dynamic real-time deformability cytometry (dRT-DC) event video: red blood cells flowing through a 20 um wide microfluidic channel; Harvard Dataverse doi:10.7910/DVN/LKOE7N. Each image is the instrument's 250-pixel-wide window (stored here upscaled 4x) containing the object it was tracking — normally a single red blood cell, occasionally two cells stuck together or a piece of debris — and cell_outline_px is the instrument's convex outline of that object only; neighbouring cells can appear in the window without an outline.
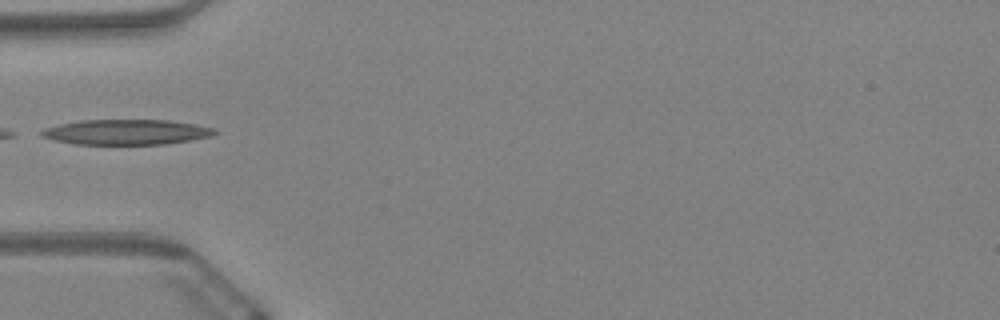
{"species": "Egyptian fruit bat (a non-hibernating species)", "species_latin": "Rousettus aegyptiacus", "temperature_condition": "warm", "stored_images_in_passage": 41, "camera_frame_rate_fps": 3000, "um_per_image_px": 0.085, "animal": {"sex": "female"}, "frame": {"image": 1, "passage_image": 1, "time_ms": 0.0, "image_size_px": [1000, 320], "cell_outline_px": [[216, 132], [212, 136], [164, 144], [76, 144], [52, 140], [40, 136], [40, 132], [44, 128], [60, 124], [80, 120], [168, 120], [196, 124], [216, 128]], "centroid_in_image_um": [10.72, 11.22], "position_along_channel_um": 74.3, "area_um2": 25.43}}
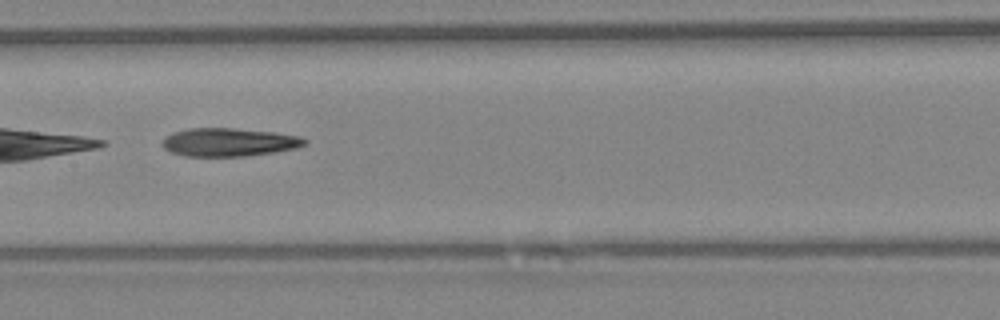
{"frame": {"image": 2, "passage_image": 11, "time_ms": 3.333, "image_size_px": [1000, 320], "cell_outline_px": [[308, 144], [296, 148], [276, 152], [248, 156], [184, 156], [172, 152], [164, 148], [160, 144], [164, 136], [172, 132], [188, 128], [232, 128], [272, 132], [300, 136], [308, 140]], "centroid_in_image_um": [19.45, 12.09], "position_along_channel_um": 188.0, "area_um2": 23.7}}
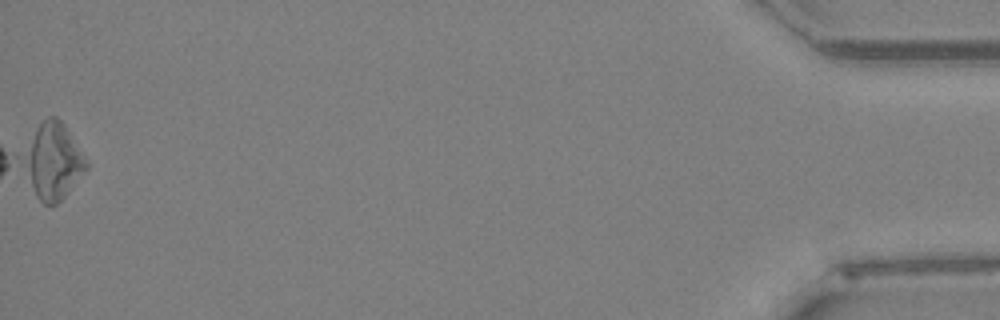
{"frame": {"image": 3, "passage_image": 41, "time_ms": 13.333, "image_size_px": [1000, 320], "cell_outline_px": [[88, 168], [64, 196], [56, 204], [44, 204], [36, 196], [32, 184], [24, 156], [36, 128], [48, 116], [56, 116], [64, 124], [88, 160]], "centroid_in_image_um": [4.59, 13.67], "position_along_channel_um": 430.6, "area_um2": 26.53}}